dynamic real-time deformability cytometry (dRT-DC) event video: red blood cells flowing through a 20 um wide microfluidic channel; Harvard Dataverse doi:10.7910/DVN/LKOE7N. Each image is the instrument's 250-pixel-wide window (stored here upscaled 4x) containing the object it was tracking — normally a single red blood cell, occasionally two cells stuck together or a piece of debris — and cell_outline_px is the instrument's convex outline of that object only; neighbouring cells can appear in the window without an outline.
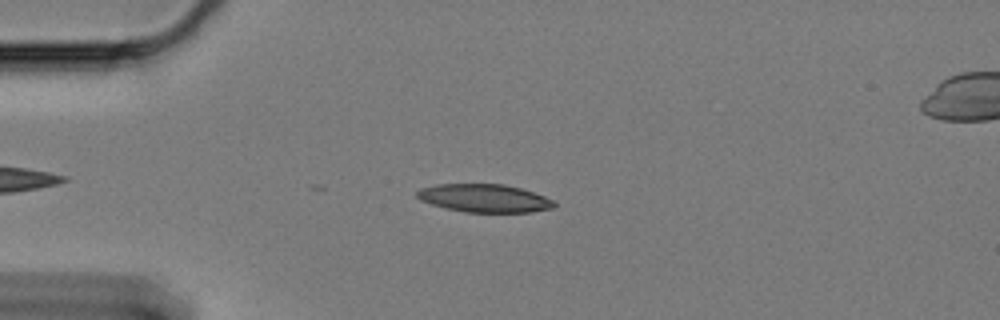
{"species": "Egyptian fruit bat (a non-hibernating species)", "species_latin": "Rousettus aegyptiacus", "temperature_condition": "cold", "stored_images_in_passage": 29, "camera_frame_rate_fps": 3000, "um_per_image_px": 0.085, "animal": {"sex": "female"}, "frame": {"image": 1, "passage_image": 11, "time_ms": 3.333, "image_size_px": [1000, 320], "cell_outline_px": [[556, 208], [532, 212], [464, 212], [444, 208], [420, 200], [416, 196], [416, 192], [420, 188], [436, 184], [504, 184], [520, 188], [544, 196], [552, 200], [556, 204]], "centroid_in_image_um": [41.16, 16.85], "position_along_channel_um": 43.8, "area_um2": 22.54}}
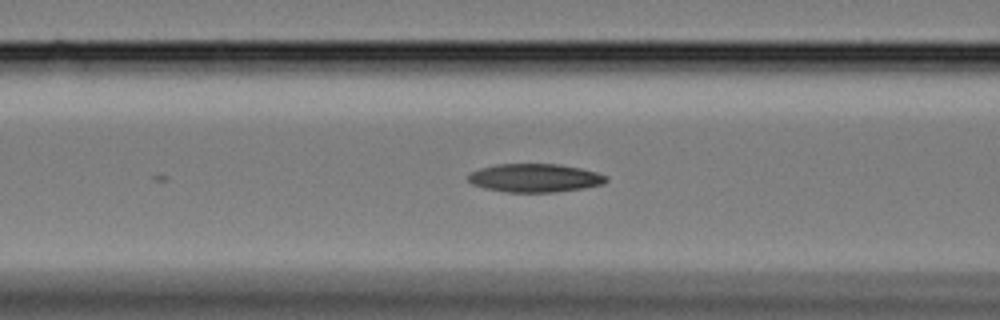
{"frame": {"image": 2, "passage_image": 20, "time_ms": 6.333, "image_size_px": [1000, 320], "cell_outline_px": [[608, 180], [604, 184], [584, 188], [556, 192], [508, 192], [484, 188], [472, 184], [468, 180], [468, 172], [480, 168], [496, 164], [560, 164], [580, 168], [596, 172], [608, 176]], "centroid_in_image_um": [45.46, 15.12], "position_along_channel_um": 121.1, "area_um2": 23.0}}
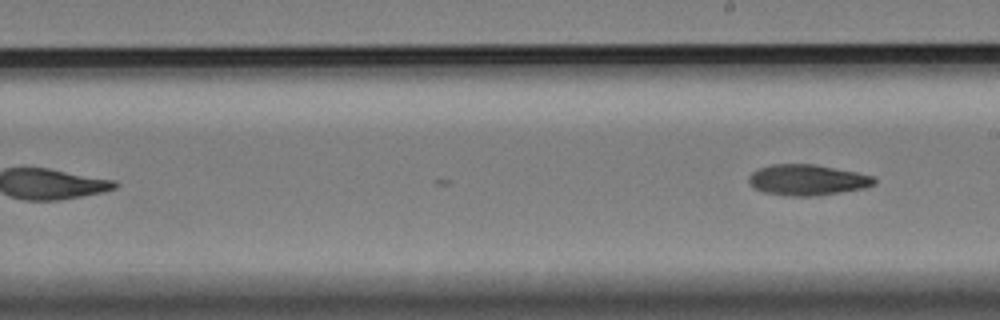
{"frame": {"image": 3, "passage_image": 29, "time_ms": 9.333, "image_size_px": [1000, 320], "cell_outline_px": [[876, 184], [864, 188], [820, 196], [784, 196], [764, 192], [752, 188], [748, 180], [748, 176], [752, 172], [760, 168], [772, 164], [812, 164], [856, 172], [872, 176], [876, 180]], "centroid_in_image_um": [68.59, 15.31], "position_along_channel_um": 220.4, "area_um2": 22.66}}